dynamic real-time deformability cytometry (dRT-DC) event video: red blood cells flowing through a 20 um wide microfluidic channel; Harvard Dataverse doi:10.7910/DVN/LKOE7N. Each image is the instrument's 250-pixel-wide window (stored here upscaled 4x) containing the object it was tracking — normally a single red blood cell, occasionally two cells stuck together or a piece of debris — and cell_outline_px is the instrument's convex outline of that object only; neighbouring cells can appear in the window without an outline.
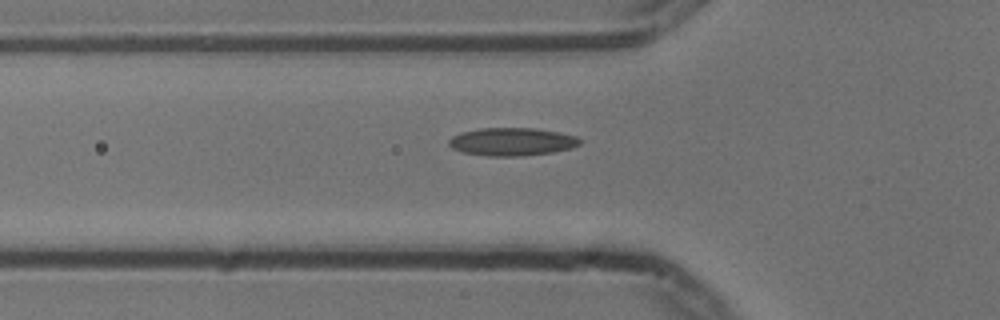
{"species": "common noctule bat (a hibernating species)", "species_latin": "Nyctalus noctula", "temperature_condition": "cold", "stored_images_in_passage": 37, "camera_frame_rate_fps": 3000, "um_per_image_px": 0.085, "animal": {"sex": "male", "body_mass_g": 13.3}, "frame": {"image": 1, "passage_image": 2, "time_ms": 0.333, "image_size_px": [1000, 320], "cell_outline_px": [[580, 144], [572, 148], [552, 152], [520, 156], [488, 156], [460, 152], [452, 148], [448, 144], [448, 140], [452, 136], [460, 132], [480, 128], [532, 128], [560, 132], [576, 136], [580, 140]], "centroid_in_image_um": [43.48, 12.04], "position_along_channel_um": 82.3, "area_um2": 21.44}}
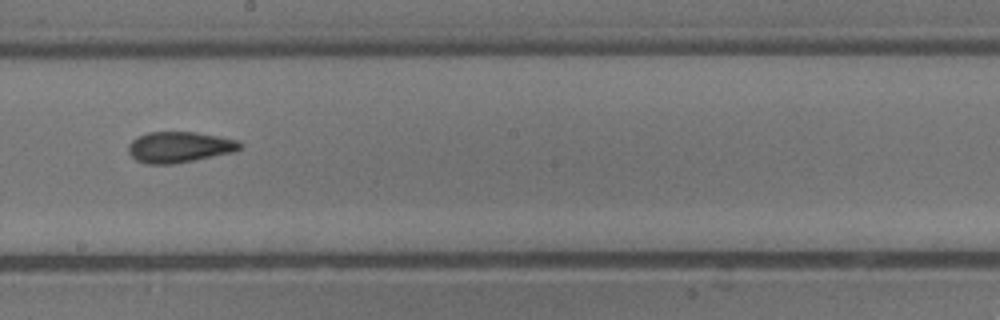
{"frame": {"image": 2, "passage_image": 14, "time_ms": 4.333, "image_size_px": [1000, 320], "cell_outline_px": [[240, 148], [236, 152], [172, 164], [148, 164], [136, 160], [128, 152], [128, 144], [136, 136], [148, 132], [196, 132], [240, 140]], "centroid_in_image_um": [15.24, 12.5], "position_along_channel_um": 233.0, "area_um2": 20.17}}
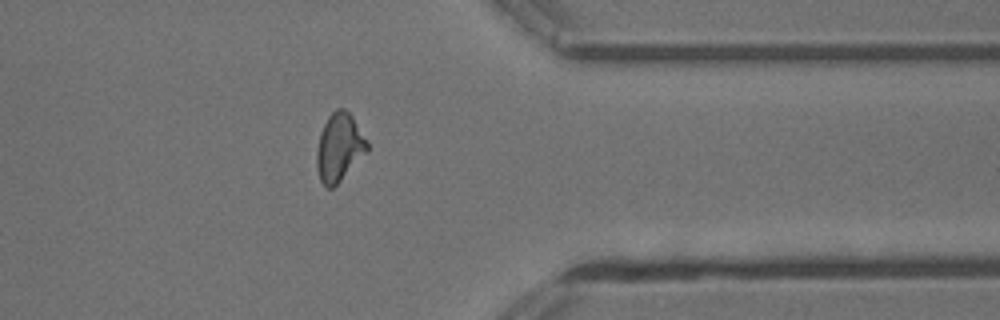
{"frame": {"image": 3, "passage_image": 27, "time_ms": 8.667, "image_size_px": [1000, 320], "cell_outline_px": [[368, 152], [332, 188], [328, 188], [320, 180], [316, 164], [316, 148], [320, 132], [328, 116], [336, 108], [344, 108], [352, 116], [368, 140]], "centroid_in_image_um": [28.84, 12.5], "position_along_channel_um": 382.6, "area_um2": 20.06}, "authors_computed_cell_mechanics": {"area_um2": 19.7098, "velocity_mm_per_s": 3.7377, "shape_relaxation_time_tau1_ms": null, "shape_relaxation_time_tau2_ms": 2.8919, "deformation_change_tau1": null, "deformation_change_tau2": 0.0967}}